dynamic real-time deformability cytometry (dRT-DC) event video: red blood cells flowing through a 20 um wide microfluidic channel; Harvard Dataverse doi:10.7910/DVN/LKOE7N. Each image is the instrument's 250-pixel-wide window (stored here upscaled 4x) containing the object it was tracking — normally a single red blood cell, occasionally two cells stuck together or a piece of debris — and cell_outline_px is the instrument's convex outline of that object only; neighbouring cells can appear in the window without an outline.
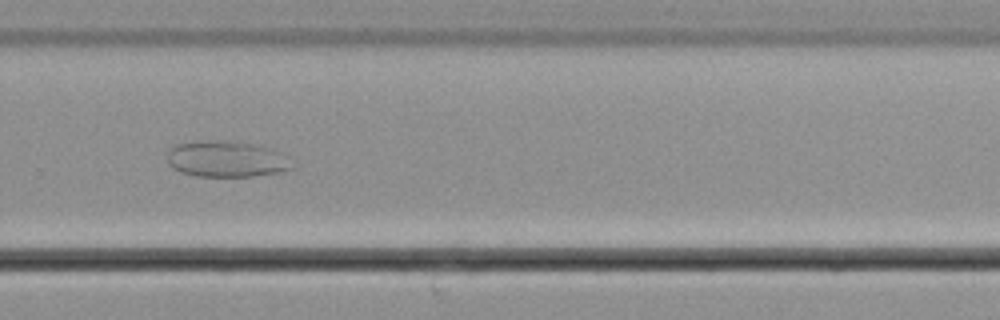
{"species": "common noctule bat (a hibernating species)", "species_latin": "Nyctalus noctula", "temperature_condition": "cold", "stored_images_in_passage": 57, "camera_frame_rate_fps": 3000, "um_per_image_px": 0.085, "animal": {"sex": "male", "body_mass_g": 21.5, "forearm_length_mm": 52.0}, "frame": {"image": 1, "passage_image": 39, "time_ms": 12.667, "image_size_px": [1000, 320], "cell_outline_px": [[296, 168], [280, 172], [252, 176], [196, 176], [180, 172], [172, 168], [168, 164], [168, 152], [176, 144], [196, 140], [224, 140], [252, 144], [272, 148], [280, 152]], "centroid_in_image_um": [19.23, 13.51], "position_along_channel_um": 310.6, "area_um2": 26.41}}
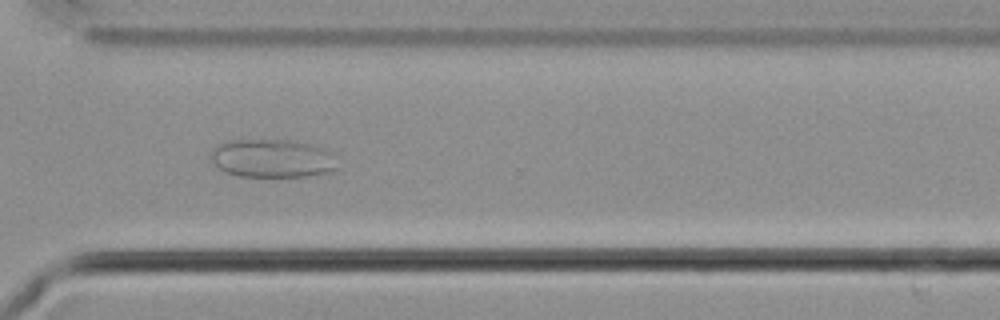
{"frame": {"image": 2, "passage_image": 42, "time_ms": 13.667, "image_size_px": [1000, 320], "cell_outline_px": [[340, 168], [336, 172], [308, 176], [240, 176], [224, 172], [208, 156], [208, 152], [216, 144], [228, 140], [288, 140], [308, 144], [324, 148], [332, 152]], "centroid_in_image_um": [23.17, 13.47], "position_along_channel_um": 347.4, "area_um2": 28.78}}
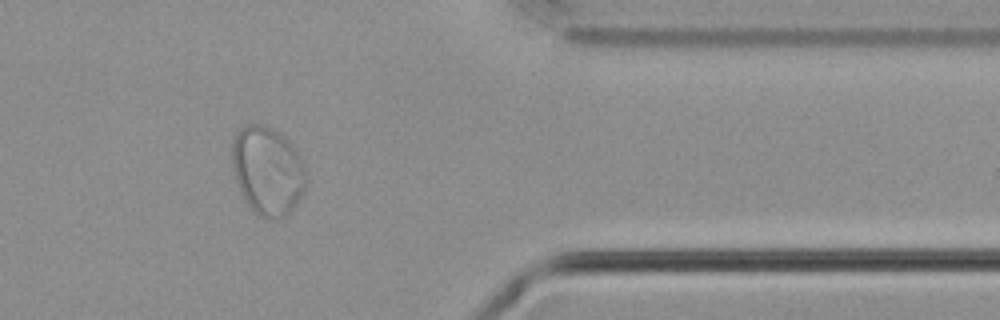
{"frame": {"image": 3, "passage_image": 47, "time_ms": 15.333, "image_size_px": [1000, 320], "cell_outline_px": [[308, 184], [304, 192], [296, 204], [284, 216], [276, 220], [268, 220], [256, 216], [252, 212], [240, 192], [232, 168], [232, 144], [236, 132], [240, 128], [248, 124], [264, 124], [280, 132], [296, 148], [304, 164]], "centroid_in_image_um": [22.75, 14.53], "position_along_channel_um": 388.6, "area_um2": 39.02}}